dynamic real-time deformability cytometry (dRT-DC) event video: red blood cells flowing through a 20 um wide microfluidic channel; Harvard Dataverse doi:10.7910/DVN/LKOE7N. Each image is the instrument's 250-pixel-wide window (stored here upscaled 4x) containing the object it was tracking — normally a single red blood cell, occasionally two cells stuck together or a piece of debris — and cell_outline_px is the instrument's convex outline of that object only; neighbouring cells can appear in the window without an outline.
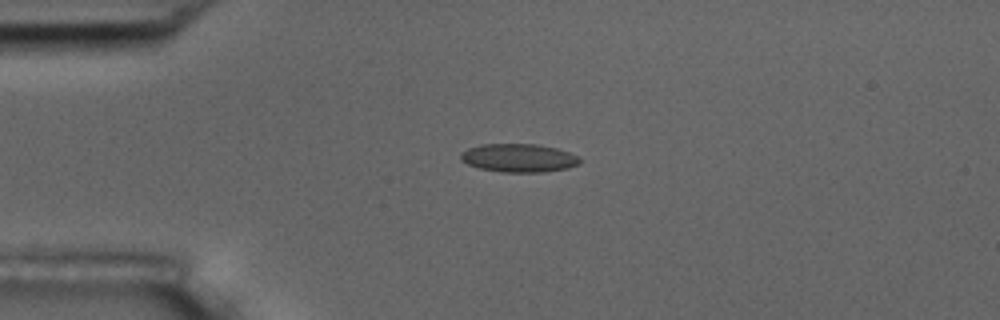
{"species": "common noctule bat (a hibernating species)", "species_latin": "Nyctalus noctula", "temperature_condition": "room temperature", "stored_images_in_passage": 3, "camera_frame_rate_fps": 3000, "um_per_image_px": 0.085, "animal": {"sex": "male", "body_mass_g": 17.5, "forearm_length_mm": 52.3}, "frame": {"image": 1, "passage_image": 3, "time_ms": 0.667, "image_size_px": [1000, 320], "cell_outline_px": [[580, 164], [568, 168], [544, 172], [500, 172], [480, 168], [468, 164], [460, 160], [460, 152], [468, 148], [480, 144], [536, 144], [556, 148], [568, 152], [576, 156], [580, 160]], "centroid_in_image_um": [44.06, 13.42], "position_along_channel_um": 40.9, "area_um2": 19.71}}